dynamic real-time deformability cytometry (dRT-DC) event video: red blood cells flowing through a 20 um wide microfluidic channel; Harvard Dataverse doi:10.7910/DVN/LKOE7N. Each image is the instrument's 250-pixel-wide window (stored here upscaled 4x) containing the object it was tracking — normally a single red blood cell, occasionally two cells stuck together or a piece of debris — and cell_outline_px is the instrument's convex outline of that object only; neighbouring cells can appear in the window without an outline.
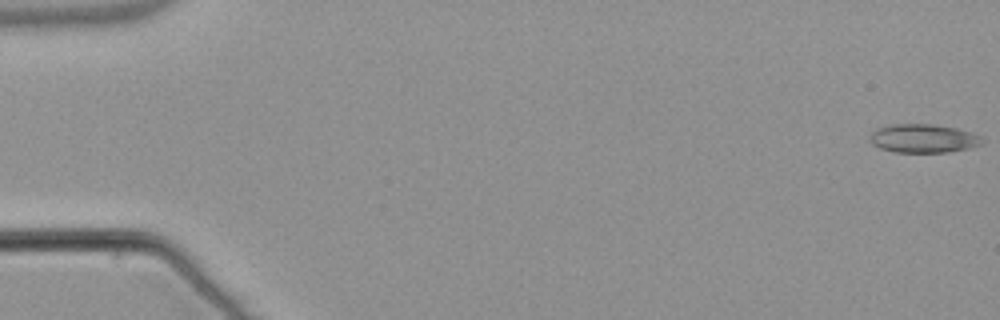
{"species": "common noctule bat (a hibernating species)", "species_latin": "Nyctalus noctula", "temperature_condition": "warm", "stored_images_in_passage": 54, "camera_frame_rate_fps": 3000, "um_per_image_px": 0.085, "animal": {"sex": "male", "body_mass_g": 21.5, "forearm_length_mm": 52.0}, "frame": {"image": 1, "passage_image": 1, "time_ms": 0.0, "image_size_px": [1000, 320], "cell_outline_px": [[984, 140], [980, 144], [968, 148], [948, 152], [896, 152], [880, 148], [872, 144], [868, 140], [868, 136], [876, 128], [892, 124], [932, 124], [956, 128], [980, 136]], "centroid_in_image_um": [78.42, 11.76], "position_along_channel_um": 6.6, "area_um2": 18.67}}
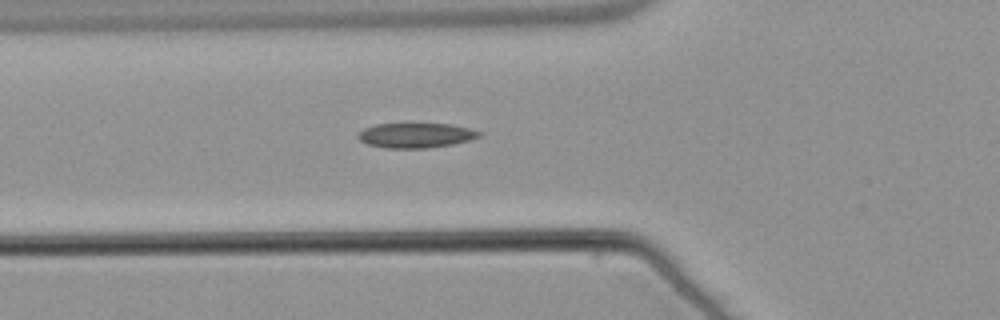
{"frame": {"image": 2, "passage_image": 20, "time_ms": 6.333, "image_size_px": [1000, 320], "cell_outline_px": [[480, 136], [472, 140], [452, 144], [428, 148], [384, 148], [368, 144], [360, 140], [356, 136], [364, 128], [376, 124], [452, 124], [468, 128], [480, 132]], "centroid_in_image_um": [35.34, 11.51], "position_along_channel_um": 90.5, "area_um2": 17.46}}
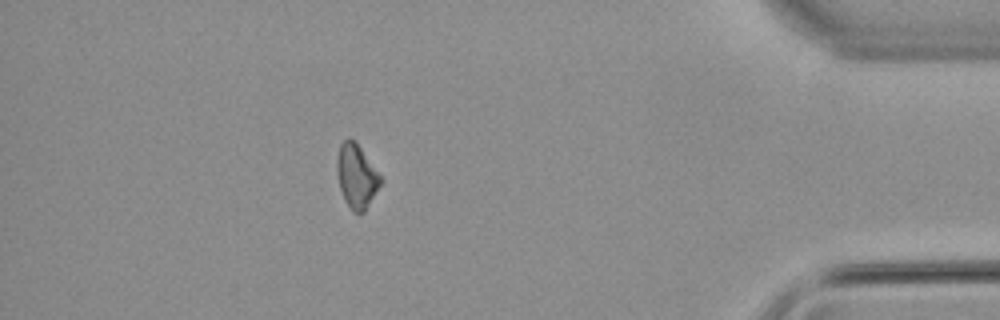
{"frame": {"image": 3, "passage_image": 48, "time_ms": 15.667, "image_size_px": [1000, 320], "cell_outline_px": [[384, 180], [364, 212], [352, 212], [344, 200], [340, 188], [336, 172], [336, 160], [340, 144], [348, 136], [356, 140]], "centroid_in_image_um": [30.3, 14.94], "position_along_channel_um": 404.9, "area_um2": 16.59}, "authors_computed_cell_mechanics": {"area_um2": 17.1377, "velocity_mm_per_s": 3.8586, "shape_relaxation_time_tau1_ms": 9.4406, "shape_relaxation_time_tau2_ms": null, "deformation_change_tau1": 0.138, "deformation_change_tau2": null}}